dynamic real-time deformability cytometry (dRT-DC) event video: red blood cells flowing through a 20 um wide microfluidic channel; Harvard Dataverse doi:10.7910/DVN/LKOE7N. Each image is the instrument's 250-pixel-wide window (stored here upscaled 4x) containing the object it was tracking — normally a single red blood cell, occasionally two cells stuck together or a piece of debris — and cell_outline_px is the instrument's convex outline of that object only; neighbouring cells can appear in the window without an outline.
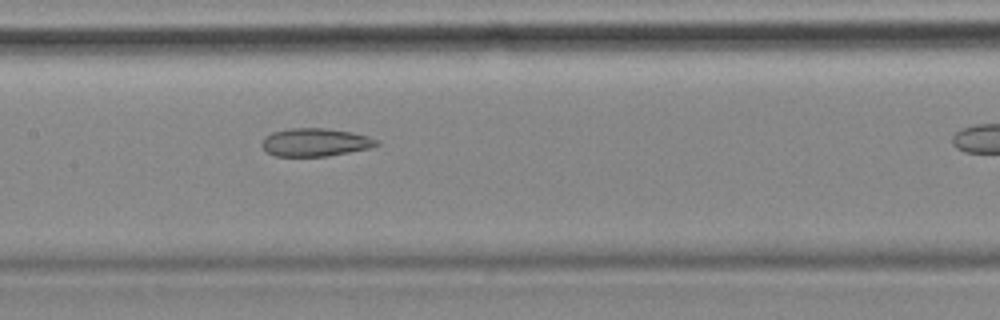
{"species": "common noctule bat (a hibernating species)", "species_latin": "Nyctalus noctula", "temperature_condition": "cold", "stored_images_in_passage": 33, "camera_frame_rate_fps": 3000, "um_per_image_px": 0.085, "animal": {"sex": "female", "body_mass_g": 18.4}, "frame": {"image": 1, "passage_image": 15, "time_ms": 4.667, "image_size_px": [1000, 320], "cell_outline_px": [[380, 144], [372, 148], [328, 156], [276, 156], [268, 152], [260, 144], [264, 136], [272, 132], [288, 128], [324, 128], [352, 132], [368, 136], [376, 140]], "centroid_in_image_um": [26.79, 12.09], "position_along_channel_um": 180.6, "area_um2": 18.84}}